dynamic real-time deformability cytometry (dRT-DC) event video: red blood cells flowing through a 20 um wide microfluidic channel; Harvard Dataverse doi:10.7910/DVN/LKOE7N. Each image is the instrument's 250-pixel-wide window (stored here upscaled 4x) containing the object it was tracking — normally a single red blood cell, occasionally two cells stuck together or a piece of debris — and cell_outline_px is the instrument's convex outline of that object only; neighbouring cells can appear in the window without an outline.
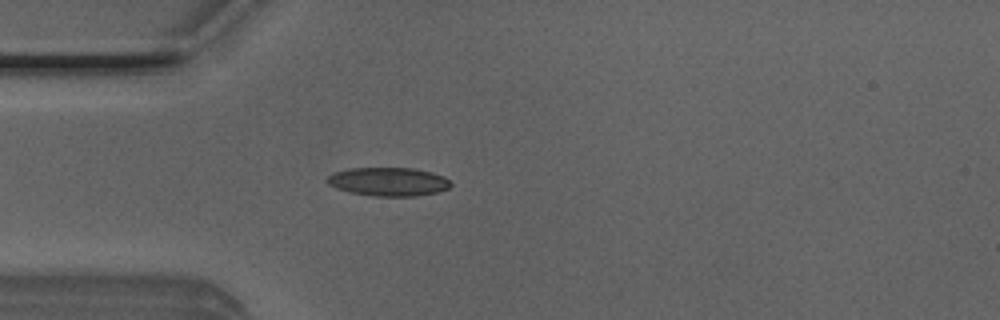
{"species": "Egyptian fruit bat (a non-hibernating species)", "species_latin": "Rousettus aegyptiacus", "temperature_condition": "room temperature", "stored_images_in_passage": 9, "camera_frame_rate_fps": 3000, "um_per_image_px": 0.085, "animal": {"sex": "male"}, "frame": {"image": 1, "passage_image": 2, "time_ms": 0.333, "image_size_px": [1000, 320], "cell_outline_px": [[452, 184], [448, 188], [436, 192], [416, 196], [372, 196], [348, 192], [336, 188], [328, 184], [324, 180], [332, 172], [348, 168], [416, 168], [432, 172], [444, 176]], "centroid_in_image_um": [32.97, 15.44], "position_along_channel_um": 52.0, "area_um2": 20.81}}
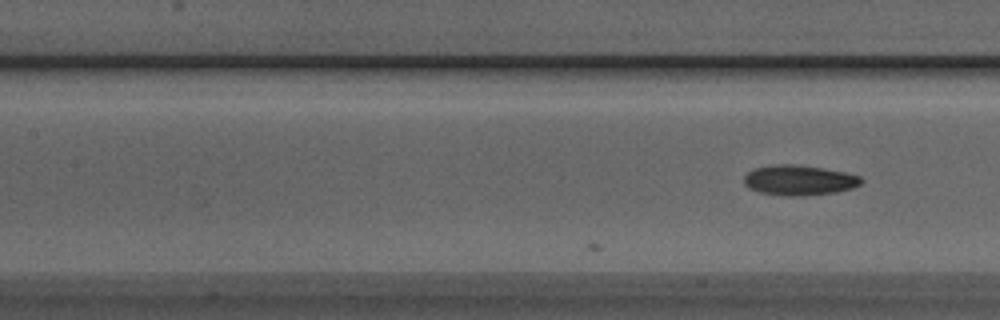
{"frame": {"image": 2, "passage_image": 9, "time_ms": 2.667, "image_size_px": [1000, 320], "cell_outline_px": [[864, 180], [860, 184], [852, 188], [836, 192], [792, 196], [788, 196], [760, 192], [748, 188], [744, 184], [744, 176], [748, 172], [756, 168], [776, 164], [796, 164], [824, 168], [844, 172], [860, 176]], "centroid_in_image_um": [67.93, 15.31], "position_along_channel_um": 139.5, "area_um2": 20.46}}